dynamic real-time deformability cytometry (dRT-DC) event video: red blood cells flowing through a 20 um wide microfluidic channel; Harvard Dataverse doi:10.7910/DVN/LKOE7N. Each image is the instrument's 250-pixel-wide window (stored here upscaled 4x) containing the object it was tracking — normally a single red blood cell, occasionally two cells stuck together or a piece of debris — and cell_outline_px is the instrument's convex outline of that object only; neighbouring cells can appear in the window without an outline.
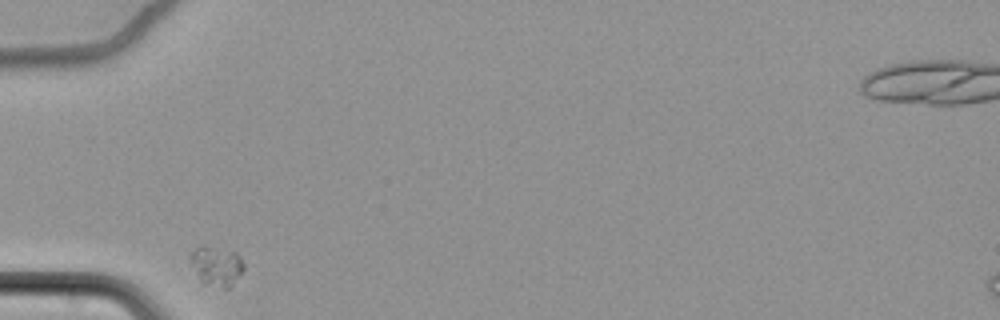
{"species": "common noctule bat (a hibernating species)", "species_latin": "Nyctalus noctula", "temperature_condition": "cold", "stored_images_in_passage": 32, "camera_frame_rate_fps": 3000, "um_per_image_px": 0.085, "animal": {"sex": "female", "body_mass_g": 22.7, "forearm_length_mm": 54.2}, "frame": {"image": 1, "passage_image": 1, "time_ms": 0.0, "image_size_px": [1000, 320], "cell_outline_px": [[244, 268], [232, 284], [228, 288], [224, 288], [204, 280], [196, 272], [188, 260], [188, 252], [204, 244], [236, 252], [240, 256], [244, 264]], "centroid_in_image_um": [18.39, 22.51], "position_along_channel_um": 66.6, "area_um2": 12.02}}
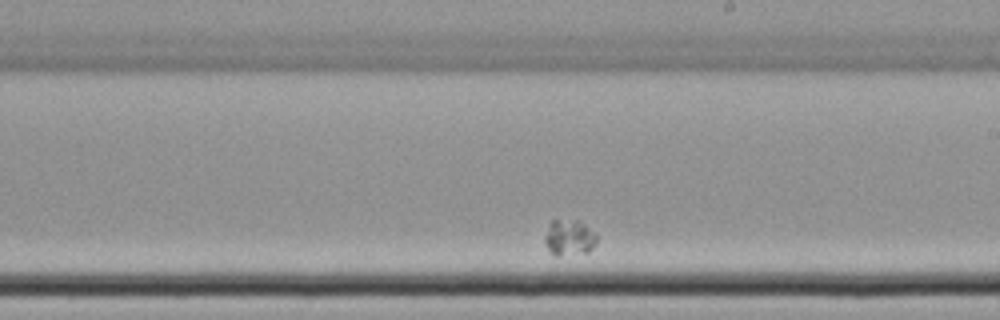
{"frame": {"image": 2, "passage_image": 19, "time_ms": 6.0, "image_size_px": [1000, 320], "cell_outline_px": [[596, 244], [588, 252], [556, 256], [544, 244], [544, 236], [548, 224], [552, 220], [576, 220], [584, 224], [596, 232]], "centroid_in_image_um": [48.37, 20.19], "position_along_channel_um": 240.6, "area_um2": 10.92}}
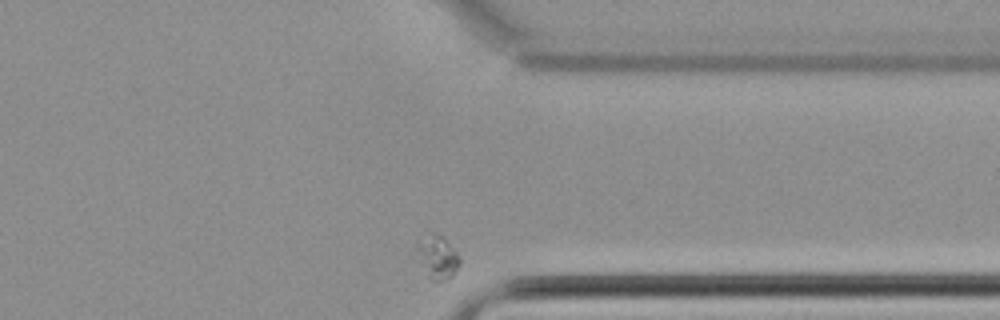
{"frame": {"image": 3, "passage_image": 32, "time_ms": 10.333, "image_size_px": [1000, 320], "cell_outline_px": [[460, 264], [452, 276], [440, 280], [432, 280], [428, 276], [416, 248], [432, 232], [444, 236], [456, 252], [460, 260]], "centroid_in_image_um": [37.25, 21.85], "position_along_channel_um": 374.1, "area_um2": 10.06}}